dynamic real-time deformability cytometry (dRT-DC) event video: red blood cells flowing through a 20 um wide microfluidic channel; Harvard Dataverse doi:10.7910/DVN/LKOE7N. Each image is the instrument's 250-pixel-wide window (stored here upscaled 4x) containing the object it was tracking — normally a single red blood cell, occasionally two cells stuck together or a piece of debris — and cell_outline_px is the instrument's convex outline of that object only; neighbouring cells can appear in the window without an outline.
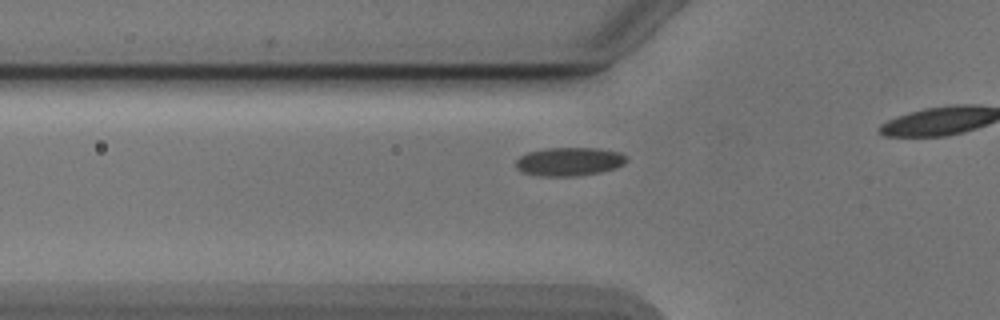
{"species": "Egyptian fruit bat (a non-hibernating species)", "species_latin": "Rousettus aegyptiacus", "temperature_condition": "cold", "stored_images_in_passage": 16, "camera_frame_rate_fps": 3000, "um_per_image_px": 0.085, "animal": {"sex": "male"}, "frame": {"image": 1, "passage_image": 7, "time_ms": 2.0, "image_size_px": [1000, 320], "cell_outline_px": [[628, 160], [624, 164], [616, 168], [600, 172], [576, 176], [536, 176], [520, 172], [516, 168], [516, 160], [520, 156], [528, 152], [544, 148], [596, 148], [620, 152], [628, 156]], "centroid_in_image_um": [48.38, 13.74], "position_along_channel_um": 77.4, "area_um2": 18.67}}
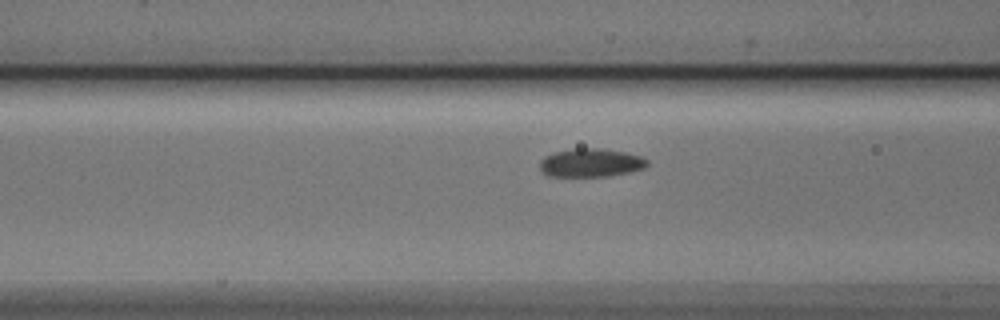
{"frame": {"image": 2, "passage_image": 10, "time_ms": 3.0, "image_size_px": [1000, 320], "cell_outline_px": [[648, 164], [644, 168], [628, 172], [608, 176], [548, 176], [540, 172], [540, 160], [544, 156], [552, 152], [576, 148], [600, 148], [624, 152], [644, 156], [648, 160]], "centroid_in_image_um": [50.2, 13.83], "position_along_channel_um": 116.4, "area_um2": 17.98}}
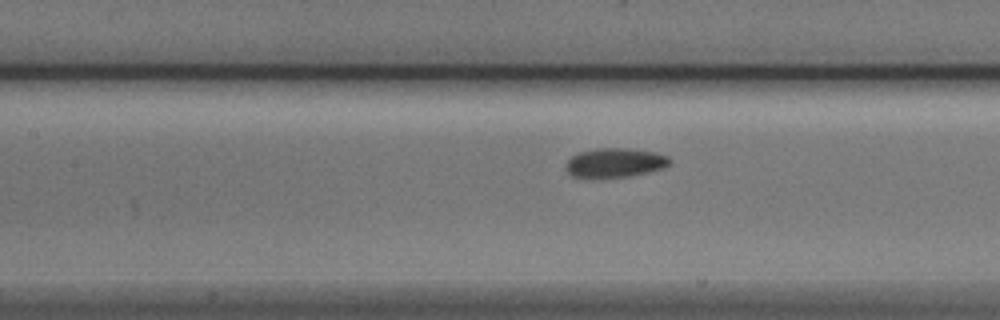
{"frame": {"image": 3, "passage_image": 13, "time_ms": 4.0, "image_size_px": [1000, 320], "cell_outline_px": [[672, 164], [664, 168], [648, 172], [628, 176], [572, 176], [564, 168], [564, 164], [572, 156], [580, 152], [596, 148], [628, 148], [656, 152], [668, 156], [672, 160]], "centroid_in_image_um": [52.32, 13.8], "position_along_channel_um": 155.1, "area_um2": 17.57}}